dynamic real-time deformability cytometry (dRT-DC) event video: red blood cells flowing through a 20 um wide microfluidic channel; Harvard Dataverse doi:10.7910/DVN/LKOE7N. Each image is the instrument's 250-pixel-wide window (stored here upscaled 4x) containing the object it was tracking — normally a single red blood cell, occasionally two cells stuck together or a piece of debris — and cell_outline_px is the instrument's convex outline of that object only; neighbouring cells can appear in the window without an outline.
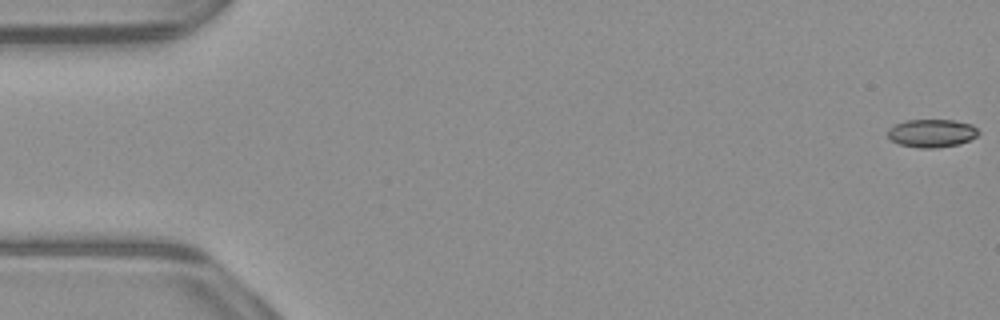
{"species": "common noctule bat (a hibernating species)", "species_latin": "Nyctalus noctula", "temperature_condition": "warm", "stored_images_in_passage": 11, "camera_frame_rate_fps": 3000, "um_per_image_px": 0.085, "animal": {"sex": "male", "body_mass_g": 23.1, "forearm_length_mm": 52.7}, "frame": {"image": 1, "passage_image": 1, "time_ms": 0.0, "image_size_px": [1000, 320], "cell_outline_px": [[980, 132], [976, 136], [960, 144], [936, 148], [920, 148], [900, 144], [892, 140], [888, 136], [888, 128], [904, 120], [952, 120], [972, 124]], "centroid_in_image_um": [79.2, 11.32], "position_along_channel_um": 5.8, "area_um2": 14.8}}